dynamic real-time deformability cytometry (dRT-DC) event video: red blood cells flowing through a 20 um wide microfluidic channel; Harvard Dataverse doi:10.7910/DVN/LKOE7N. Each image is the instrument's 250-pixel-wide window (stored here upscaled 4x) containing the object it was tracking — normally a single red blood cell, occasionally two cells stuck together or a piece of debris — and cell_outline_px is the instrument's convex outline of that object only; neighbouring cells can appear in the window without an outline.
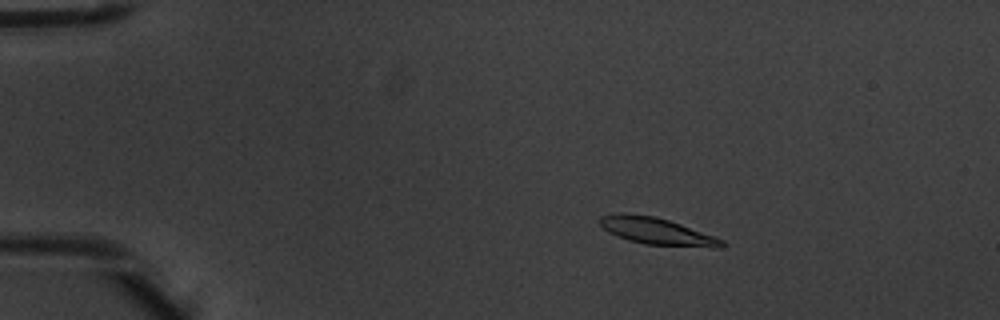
{"species": "common noctule bat (a hibernating species)", "species_latin": "Nyctalus noctula", "temperature_condition": "warm", "stored_images_in_passage": 4, "camera_frame_rate_fps": 3000, "um_per_image_px": 0.085, "animal": {"sex": "male", "body_mass_g": 20.1, "forearm_length_mm": 53.5}, "frame": {"image": 1, "passage_image": 2, "time_ms": 0.333, "image_size_px": [1000, 320], "cell_outline_px": [[728, 244], [724, 248], [712, 248], [644, 244], [628, 240], [608, 232], [596, 220], [600, 216], [620, 212], [624, 212], [656, 216], [680, 224], [724, 240]], "centroid_in_image_um": [55.83, 19.65], "position_along_channel_um": 29.2, "area_um2": 19.42}}
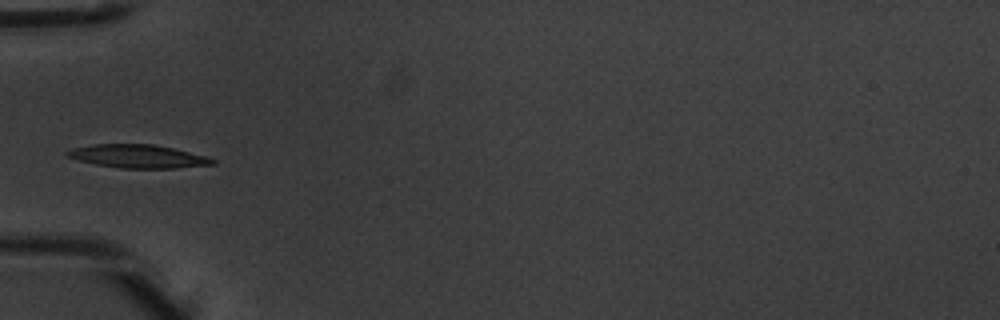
{"frame": {"image": 2, "passage_image": 4, "time_ms": 1.0, "image_size_px": [1000, 320], "cell_outline_px": [[216, 164], [176, 168], [120, 168], [96, 164], [64, 156], [64, 152], [72, 148], [92, 144], [152, 144], [172, 148], [204, 156], [216, 160]], "centroid_in_image_um": [11.68, 13.28], "position_along_channel_um": 73.3, "area_um2": 19.59}}